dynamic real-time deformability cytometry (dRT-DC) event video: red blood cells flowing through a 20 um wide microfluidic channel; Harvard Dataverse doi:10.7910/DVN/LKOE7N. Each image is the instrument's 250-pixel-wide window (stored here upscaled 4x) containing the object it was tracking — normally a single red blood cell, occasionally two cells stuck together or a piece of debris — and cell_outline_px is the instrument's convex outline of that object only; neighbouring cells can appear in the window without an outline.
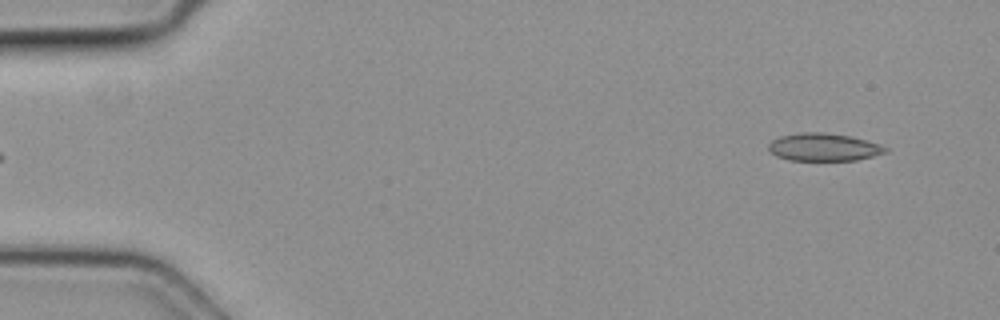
{"species": "common noctule bat (a hibernating species)", "species_latin": "Nyctalus noctula", "temperature_condition": "cold", "stored_images_in_passage": 4, "camera_frame_rate_fps": 3000, "um_per_image_px": 0.085, "animal": {"sex": "female", "body_mass_g": 19.3, "forearm_length_mm": 54.1}, "frame": {"image": 1, "passage_image": 4, "time_ms": 1.0, "image_size_px": [1000, 320], "cell_outline_px": [[888, 152], [856, 160], [788, 160], [776, 156], [768, 148], [768, 144], [772, 140], [780, 136], [800, 132], [824, 132], [848, 136], [864, 140], [888, 148]], "centroid_in_image_um": [69.97, 12.51], "position_along_channel_um": 15.0, "area_um2": 18.67}}